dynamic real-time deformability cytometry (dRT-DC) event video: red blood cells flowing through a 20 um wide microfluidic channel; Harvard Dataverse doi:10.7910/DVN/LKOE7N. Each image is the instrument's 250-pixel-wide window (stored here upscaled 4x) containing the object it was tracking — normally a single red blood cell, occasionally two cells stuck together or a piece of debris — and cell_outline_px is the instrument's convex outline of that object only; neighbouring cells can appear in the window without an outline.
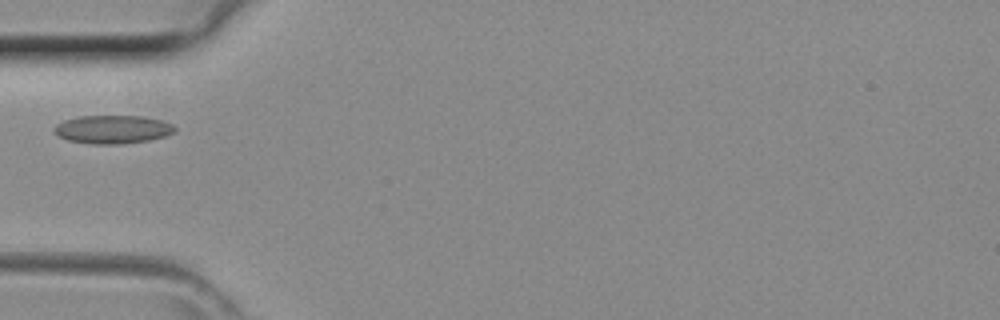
{"species": "common noctule bat (a hibernating species)", "species_latin": "Nyctalus noctula", "temperature_condition": "room temperature", "stored_images_in_passage": 28, "camera_frame_rate_fps": 3000, "um_per_image_px": 0.085, "animal": {"sex": "female", "body_mass_g": 29.2, "forearm_length_mm": 56.3}, "frame": {"image": 1, "passage_image": 1, "time_ms": 0.0, "image_size_px": [1000, 320], "cell_outline_px": [[176, 132], [164, 136], [148, 140], [120, 144], [92, 144], [68, 140], [60, 136], [52, 128], [56, 124], [64, 120], [76, 116], [140, 116], [160, 120], [172, 124], [176, 128]], "centroid_in_image_um": [9.56, 10.99], "position_along_channel_um": 75.4, "area_um2": 19.83}}
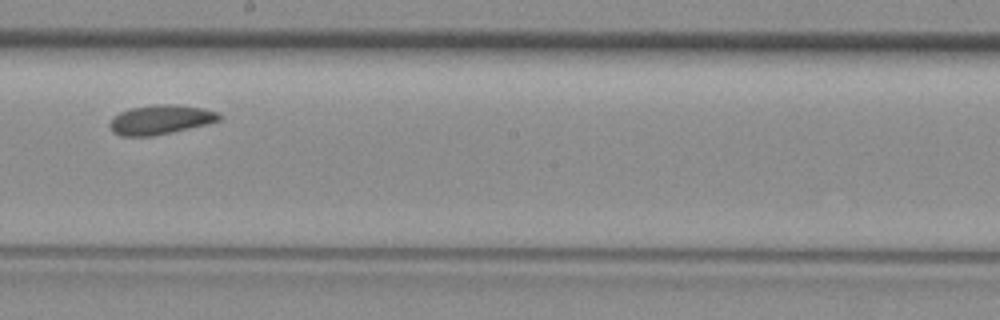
{"frame": {"image": 2, "passage_image": 11, "time_ms": 3.333, "image_size_px": [1000, 320], "cell_outline_px": [[224, 116], [220, 120], [208, 124], [172, 132], [152, 136], [124, 136], [112, 132], [108, 124], [112, 116], [128, 108], [156, 104], [176, 104], [204, 108], [220, 112]], "centroid_in_image_um": [13.66, 10.16], "position_along_channel_um": 234.5, "area_um2": 19.13}}
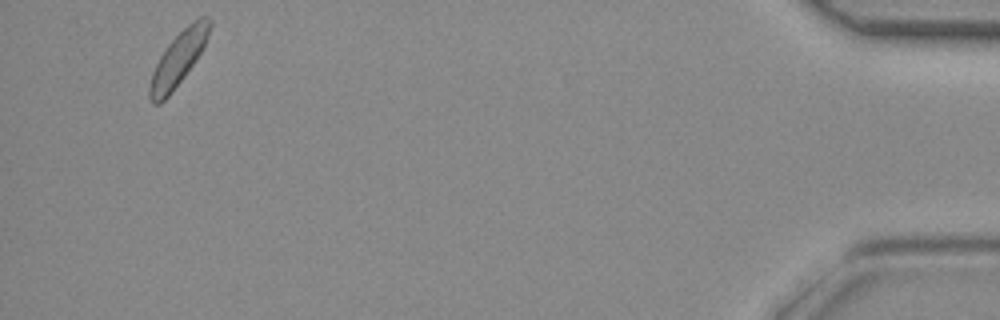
{"frame": {"image": 3, "passage_image": 28, "time_ms": 9.0, "image_size_px": [1000, 320], "cell_outline_px": [[212, 24], [208, 36], [196, 60], [184, 76], [168, 96], [160, 104], [152, 104], [148, 96], [148, 88], [152, 72], [160, 56], [168, 44], [192, 20], [200, 16], [208, 16], [212, 20]], "centroid_in_image_um": [15.14, 4.99], "position_along_channel_um": 420.1, "area_um2": 18.61}}